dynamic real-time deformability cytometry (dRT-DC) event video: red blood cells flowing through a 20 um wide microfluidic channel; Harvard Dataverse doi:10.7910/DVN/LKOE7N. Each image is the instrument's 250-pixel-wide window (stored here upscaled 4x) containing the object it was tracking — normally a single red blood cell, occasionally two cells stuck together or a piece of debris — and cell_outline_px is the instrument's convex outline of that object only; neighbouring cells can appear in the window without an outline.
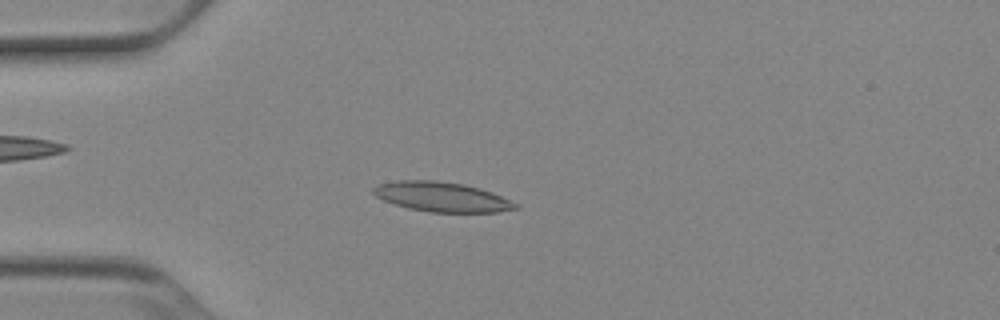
{"species": "Egyptian fruit bat (a non-hibernating species)", "species_latin": "Rousettus aegyptiacus", "temperature_condition": "cold", "stored_images_in_passage": 46, "camera_frame_rate_fps": 3000, "um_per_image_px": 0.085, "animal": {"sex": "female"}, "frame": {"image": 1, "passage_image": 8, "time_ms": 2.333, "image_size_px": [1000, 320], "cell_outline_px": [[520, 208], [500, 212], [428, 212], [408, 208], [384, 200], [376, 196], [372, 192], [372, 188], [380, 184], [396, 180], [436, 180], [464, 184], [480, 188], [492, 192], [520, 204]], "centroid_in_image_um": [37.6, 16.73], "position_along_channel_um": 47.4, "area_um2": 24.74}}
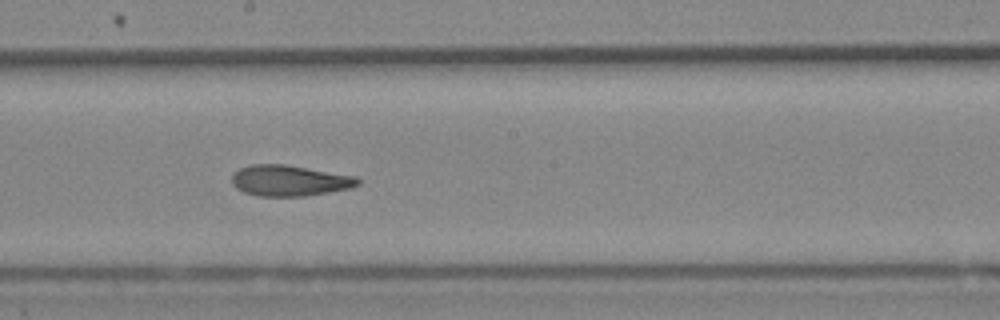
{"frame": {"image": 2, "passage_image": 23, "time_ms": 7.333, "image_size_px": [1000, 320], "cell_outline_px": [[360, 184], [352, 188], [304, 196], [260, 196], [244, 192], [236, 188], [232, 184], [232, 176], [240, 168], [252, 164], [284, 164], [356, 176], [360, 180]], "centroid_in_image_um": [24.62, 15.35], "position_along_channel_um": 223.6, "area_um2": 22.6}}
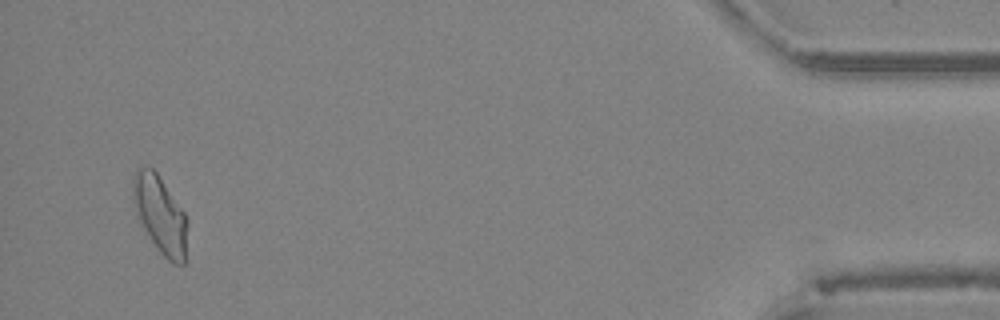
{"frame": {"image": 3, "passage_image": 44, "time_ms": 14.333, "image_size_px": [1000, 320], "cell_outline_px": [[188, 224], [184, 264], [172, 264], [160, 252], [136, 216], [132, 200], [132, 180], [136, 168], [140, 164], [144, 164], [152, 168], [156, 172], [184, 212], [188, 220]], "centroid_in_image_um": [13.59, 18.2], "position_along_channel_um": 421.6, "area_um2": 24.74}, "authors_computed_cell_mechanics": {"area_um2": 23.2356, "velocity_mm_per_s": 3.8841, "shape_relaxation_time_tau1_ms": null, "shape_relaxation_time_tau2_ms": 3.7751, "deformation_change_tau1": null, "deformation_change_tau2": 0.1139}}